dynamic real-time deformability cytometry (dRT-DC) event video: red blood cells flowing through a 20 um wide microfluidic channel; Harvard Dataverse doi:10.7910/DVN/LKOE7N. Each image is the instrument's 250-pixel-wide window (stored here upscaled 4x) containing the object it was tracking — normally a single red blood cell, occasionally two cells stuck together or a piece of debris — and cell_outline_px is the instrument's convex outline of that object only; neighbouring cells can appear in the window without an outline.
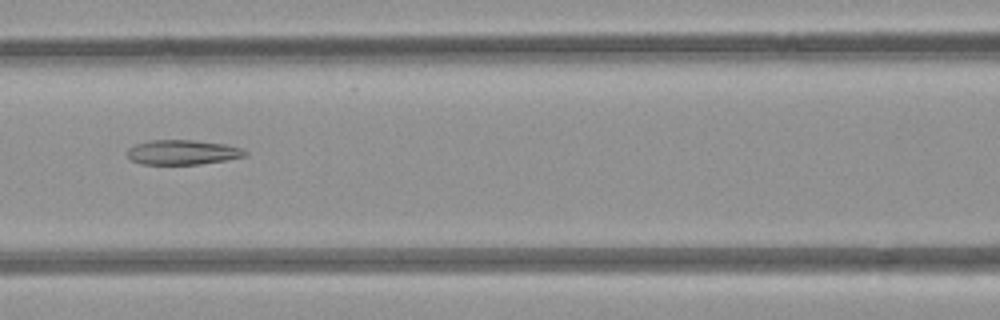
{"species": "common noctule bat (a hibernating species)", "species_latin": "Nyctalus noctula", "temperature_condition": "room temperature", "stored_images_in_passage": 3, "camera_frame_rate_fps": 3000, "um_per_image_px": 0.085, "animal": {"sex": "female", "body_mass_g": 21.9}, "frame": {"image": 1, "passage_image": 3, "time_ms": 2.0, "image_size_px": [1000, 320], "cell_outline_px": [[248, 156], [200, 164], [140, 164], [132, 160], [128, 156], [128, 148], [136, 144], [152, 140], [192, 140], [224, 144], [240, 148], [248, 152]], "centroid_in_image_um": [15.53, 12.94], "position_along_channel_um": 151.1, "area_um2": 16.82}}